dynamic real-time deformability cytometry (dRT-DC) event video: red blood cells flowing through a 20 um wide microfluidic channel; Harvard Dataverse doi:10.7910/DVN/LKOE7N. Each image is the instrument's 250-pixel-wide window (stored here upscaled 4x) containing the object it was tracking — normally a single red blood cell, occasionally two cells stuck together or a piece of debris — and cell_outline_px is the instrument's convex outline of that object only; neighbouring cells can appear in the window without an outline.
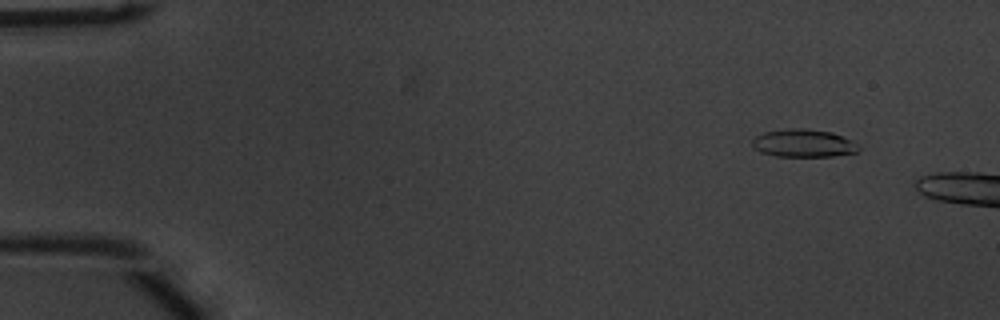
{"species": "common noctule bat (a hibernating species)", "species_latin": "Nyctalus noctula", "temperature_condition": "warm", "stored_images_in_passage": 10, "camera_frame_rate_fps": 3000, "um_per_image_px": 0.085, "animal": {"sex": "male", "body_mass_g": 20.1, "forearm_length_mm": 53.5}, "frame": {"image": 1, "passage_image": 5, "time_ms": 1.333, "image_size_px": [1000, 320], "cell_outline_px": [[860, 148], [856, 152], [832, 156], [776, 156], [760, 152], [752, 144], [752, 140], [756, 136], [764, 132], [792, 128], [804, 128], [832, 132], [852, 140]], "centroid_in_image_um": [68.3, 12.17], "position_along_channel_um": 16.7, "area_um2": 17.11}}